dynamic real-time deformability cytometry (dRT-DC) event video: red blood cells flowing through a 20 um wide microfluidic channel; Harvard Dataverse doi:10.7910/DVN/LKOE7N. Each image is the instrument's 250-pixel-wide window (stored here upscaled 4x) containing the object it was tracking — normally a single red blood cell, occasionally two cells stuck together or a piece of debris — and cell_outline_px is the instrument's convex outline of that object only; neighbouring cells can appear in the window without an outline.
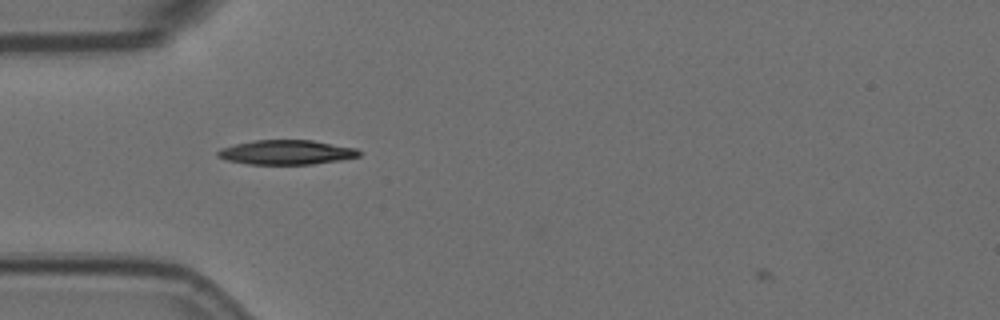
{"species": "Egyptian fruit bat (a non-hibernating species)", "species_latin": "Rousettus aegyptiacus", "temperature_condition": "room temperature", "stored_images_in_passage": 42, "camera_frame_rate_fps": 3000, "um_per_image_px": 0.085, "animal": {"sex": "female"}, "frame": {"image": 1, "passage_image": 5, "time_ms": 1.333, "image_size_px": [1000, 320], "cell_outline_px": [[360, 156], [340, 160], [312, 164], [248, 164], [228, 160], [216, 156], [216, 152], [220, 148], [236, 144], [256, 140], [312, 140], [356, 148], [360, 152]], "centroid_in_image_um": [24.33, 12.94], "position_along_channel_um": 60.7, "area_um2": 20.06}}
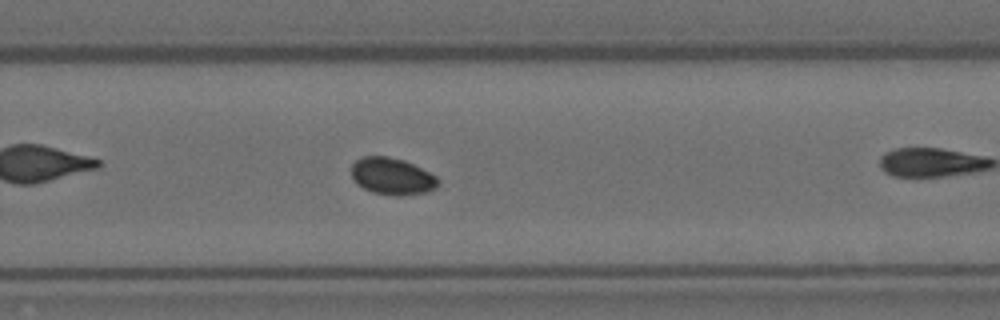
{"frame": {"image": 2, "passage_image": 21, "time_ms": 6.667, "image_size_px": [1000, 320], "cell_outline_px": [[440, 184], [436, 188], [424, 192], [400, 196], [396, 196], [372, 192], [356, 184], [352, 176], [352, 164], [356, 160], [364, 156], [384, 156], [404, 160], [436, 176], [440, 180]], "centroid_in_image_um": [33.32, 14.99], "position_along_channel_um": 296.5, "area_um2": 18.55}}
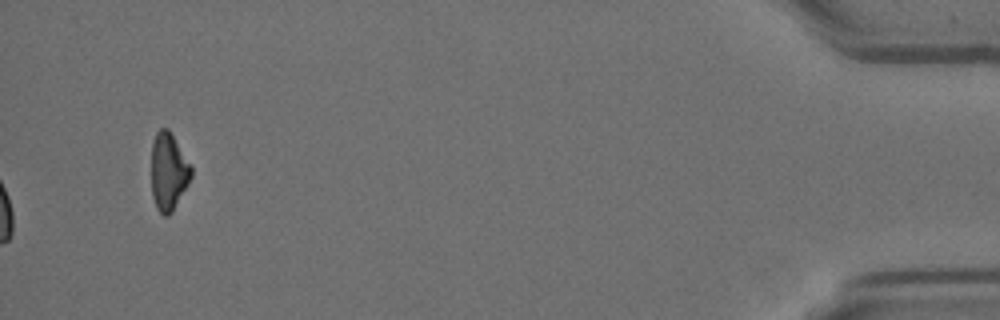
{"frame": {"image": 3, "passage_image": 42, "time_ms": 13.667, "image_size_px": [1000, 320], "cell_outline_px": [[192, 176], [172, 212], [168, 216], [164, 216], [156, 208], [152, 196], [152, 140], [156, 132], [160, 128], [168, 128], [192, 168]], "centroid_in_image_um": [14.3, 14.59], "position_along_channel_um": 420.9, "area_um2": 17.8}}